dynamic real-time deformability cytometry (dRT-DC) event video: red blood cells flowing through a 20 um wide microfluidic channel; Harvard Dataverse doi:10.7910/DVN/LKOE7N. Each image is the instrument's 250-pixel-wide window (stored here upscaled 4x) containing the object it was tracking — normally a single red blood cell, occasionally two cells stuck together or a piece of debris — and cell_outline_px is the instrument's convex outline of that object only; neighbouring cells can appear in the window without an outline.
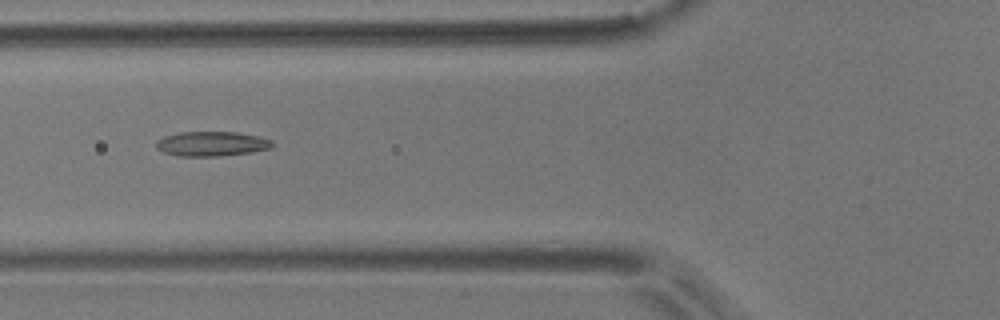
{"species": "common noctule bat (a hibernating species)", "species_latin": "Nyctalus noctula", "temperature_condition": "room temperature", "stored_images_in_passage": 13, "camera_frame_rate_fps": 3000, "um_per_image_px": 0.085, "animal": {"sex": "male", "body_mass_g": 17.9}, "frame": {"image": 1, "passage_image": 4, "time_ms": 3.667, "image_size_px": [1000, 320], "cell_outline_px": [[276, 144], [272, 148], [252, 152], [220, 156], [180, 156], [164, 152], [156, 148], [156, 140], [164, 136], [180, 132], [236, 132], [256, 136], [272, 140]], "centroid_in_image_um": [18.01, 12.22], "position_along_channel_um": 107.8, "area_um2": 16.76}}
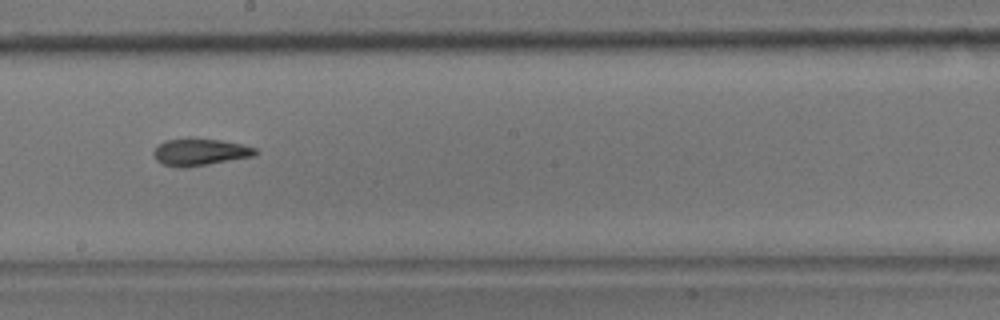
{"frame": {"image": 2, "passage_image": 7, "time_ms": 7.0, "image_size_px": [1000, 320], "cell_outline_px": [[260, 152], [256, 156], [184, 168], [176, 168], [160, 164], [156, 160], [152, 152], [164, 140], [220, 140], [240, 144], [256, 148]], "centroid_in_image_um": [17.01, 12.97], "position_along_channel_um": 231.2, "area_um2": 15.78}}
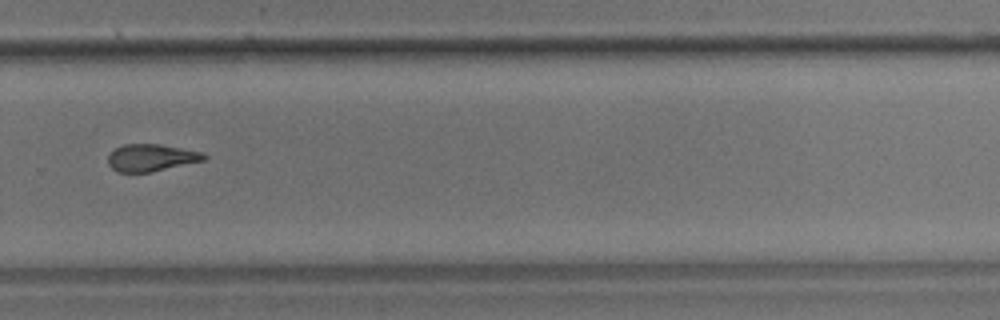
{"frame": {"image": 3, "passage_image": 9, "time_ms": 9.333, "image_size_px": [1000, 320], "cell_outline_px": [[208, 156], [204, 160], [152, 172], [116, 172], [108, 164], [108, 156], [116, 148], [124, 144], [160, 144], [200, 152]], "centroid_in_image_um": [12.83, 13.41], "position_along_channel_um": 317.0, "area_um2": 15.03}, "authors_computed_cell_mechanics": {"area_um2": 16.0106, "velocity_mm_per_s": 3.6815, "shape_relaxation_time_tau1_ms": 7.6479, "shape_relaxation_time_tau2_ms": null, "deformation_change_tau1": 0.1636, "deformation_change_tau2": null}}